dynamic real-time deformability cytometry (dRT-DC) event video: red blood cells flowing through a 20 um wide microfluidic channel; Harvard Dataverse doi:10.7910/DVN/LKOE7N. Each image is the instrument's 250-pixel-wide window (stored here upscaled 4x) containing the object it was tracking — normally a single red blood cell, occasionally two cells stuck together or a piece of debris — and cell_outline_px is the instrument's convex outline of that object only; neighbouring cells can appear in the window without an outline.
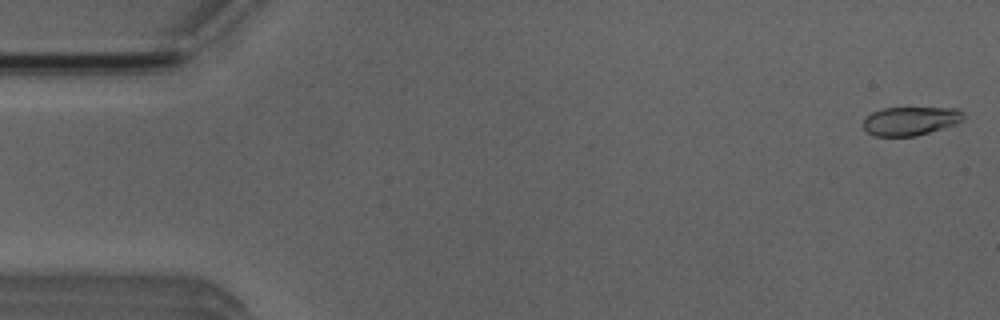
{"species": "Egyptian fruit bat (a non-hibernating species)", "species_latin": "Rousettus aegyptiacus", "temperature_condition": "room temperature", "stored_images_in_passage": 53, "segment_of_instrument_passage": [1, 2], "camera_frame_rate_fps": 3000, "um_per_image_px": 0.085, "animal": {"sex": "male"}, "frame": {"image": 1, "passage_image": 1, "time_ms": 0.0, "image_size_px": [1000, 320], "cell_outline_px": [[964, 120], [956, 124], [916, 136], [876, 136], [868, 132], [864, 128], [864, 120], [872, 112], [880, 108], [956, 108], [964, 112]], "centroid_in_image_um": [77.42, 10.27], "position_along_channel_um": 7.6, "area_um2": 16.7}}
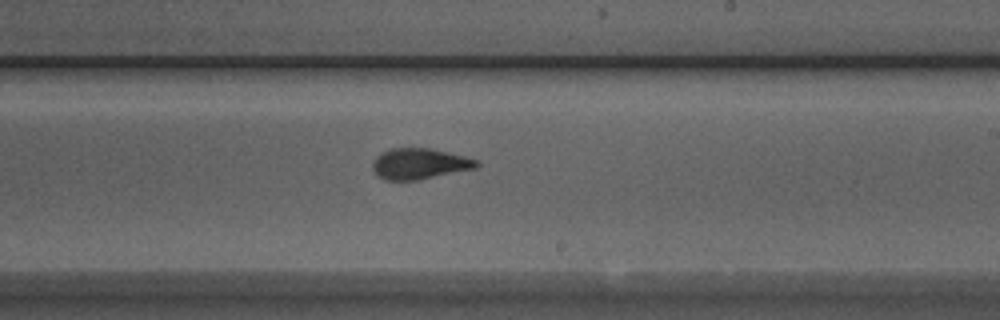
{"frame": {"image": 2, "passage_image": 30, "time_ms": 9.667, "image_size_px": [1000, 320], "cell_outline_px": [[480, 164], [476, 168], [420, 180], [384, 180], [376, 176], [372, 168], [372, 160], [380, 152], [388, 148], [432, 148], [480, 160]], "centroid_in_image_um": [35.63, 13.92], "position_along_channel_um": 253.4, "area_um2": 19.13}}
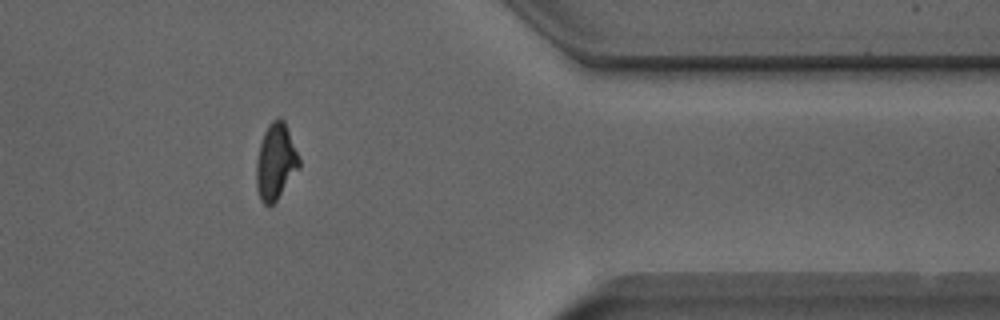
{"frame": {"image": 3, "passage_image": 42, "time_ms": 13.667, "image_size_px": [1000, 320], "cell_outline_px": [[300, 168], [276, 200], [272, 204], [264, 204], [260, 200], [256, 188], [256, 160], [260, 144], [264, 132], [268, 124], [276, 116], [280, 116], [284, 120], [300, 160]], "centroid_in_image_um": [23.42, 13.72], "position_along_channel_um": 388.0, "area_um2": 19.02}}